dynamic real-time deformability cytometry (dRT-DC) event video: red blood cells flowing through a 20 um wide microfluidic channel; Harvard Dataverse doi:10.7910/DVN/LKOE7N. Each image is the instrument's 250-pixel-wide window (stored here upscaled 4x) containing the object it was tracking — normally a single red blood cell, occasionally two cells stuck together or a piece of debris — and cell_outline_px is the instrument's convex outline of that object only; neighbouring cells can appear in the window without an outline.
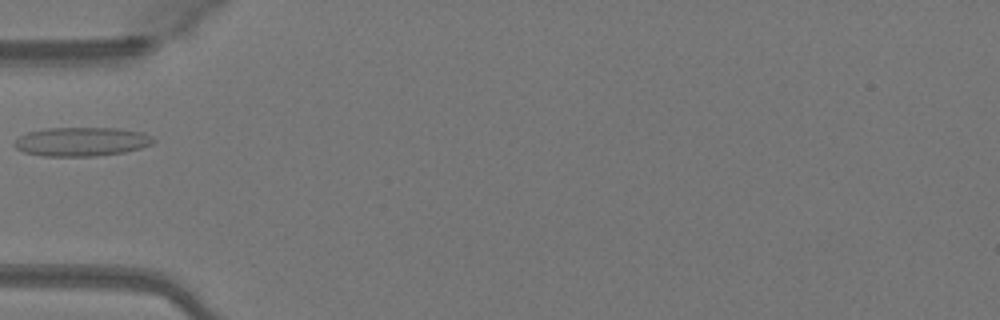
{"species": "Egyptian fruit bat (a non-hibernating species)", "species_latin": "Rousettus aegyptiacus", "temperature_condition": "warm", "stored_images_in_passage": 32, "camera_frame_rate_fps": 3000, "um_per_image_px": 0.085, "animal": {"sex": "female"}, "frame": {"image": 1, "passage_image": 1, "time_ms": 0.0, "image_size_px": [1000, 320], "cell_outline_px": [[156, 140], [152, 144], [140, 148], [124, 152], [96, 156], [40, 156], [24, 152], [16, 148], [12, 144], [20, 136], [28, 132], [48, 128], [116, 128], [144, 132], [152, 136]], "centroid_in_image_um": [6.95, 12.04], "position_along_channel_um": 78.1, "area_um2": 23.52}}
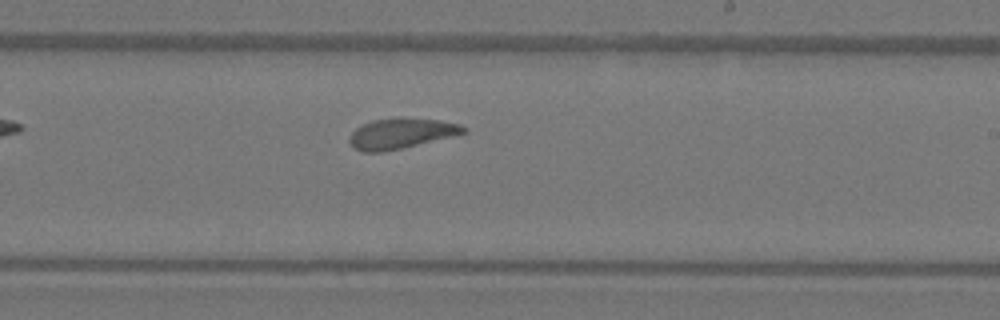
{"frame": {"image": 2, "passage_image": 14, "time_ms": 4.333, "image_size_px": [1000, 320], "cell_outline_px": [[468, 132], [452, 136], [400, 148], [380, 152], [364, 152], [356, 148], [348, 140], [348, 136], [356, 128], [372, 120], [396, 116], [400, 116], [440, 120], [460, 124], [468, 128]], "centroid_in_image_um": [34.11, 11.3], "position_along_channel_um": 254.9, "area_um2": 20.29}}
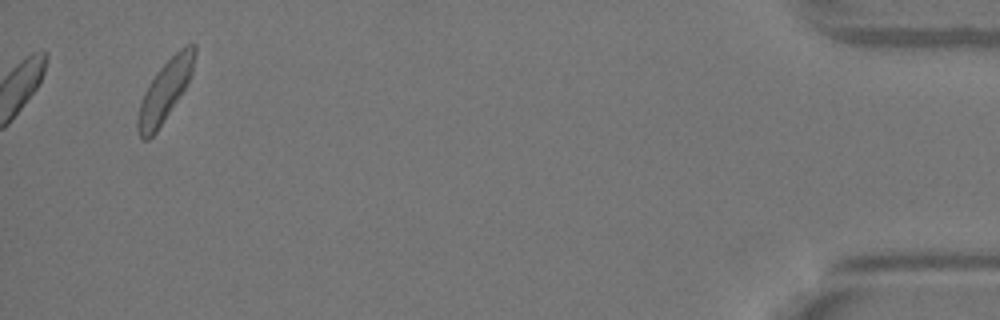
{"frame": {"image": 3, "passage_image": 32, "time_ms": 10.333, "image_size_px": [1000, 320], "cell_outline_px": [[196, 52], [192, 72], [180, 96], [156, 132], [148, 140], [140, 140], [136, 128], [136, 116], [144, 92], [148, 84], [156, 72], [180, 48], [188, 44], [196, 44]], "centroid_in_image_um": [13.98, 7.76], "position_along_channel_um": 421.2, "area_um2": 20.0}}